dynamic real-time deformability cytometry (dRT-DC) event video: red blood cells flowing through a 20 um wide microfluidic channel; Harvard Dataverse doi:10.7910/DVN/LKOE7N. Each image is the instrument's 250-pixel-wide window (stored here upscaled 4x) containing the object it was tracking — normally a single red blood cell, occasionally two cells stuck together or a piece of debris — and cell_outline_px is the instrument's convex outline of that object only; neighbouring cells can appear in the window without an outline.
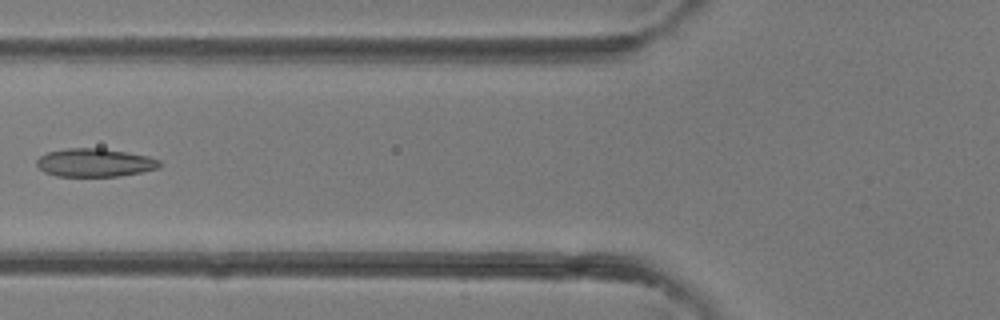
{"species": "common noctule bat (a hibernating species)", "species_latin": "Nyctalus noctula", "temperature_condition": "room temperature", "stored_images_in_passage": 32, "camera_frame_rate_fps": 3000, "um_per_image_px": 0.085, "animal": {"sex": "female"}, "frame": {"image": 1, "passage_image": 8, "time_ms": 2.333, "image_size_px": [1000, 320], "cell_outline_px": [[160, 168], [120, 176], [56, 176], [44, 172], [36, 164], [36, 160], [40, 156], [48, 152], [64, 148], [104, 148], [128, 152], [148, 156], [160, 160]], "centroid_in_image_um": [8.05, 13.82], "position_along_channel_um": 117.7, "area_um2": 20.35}}
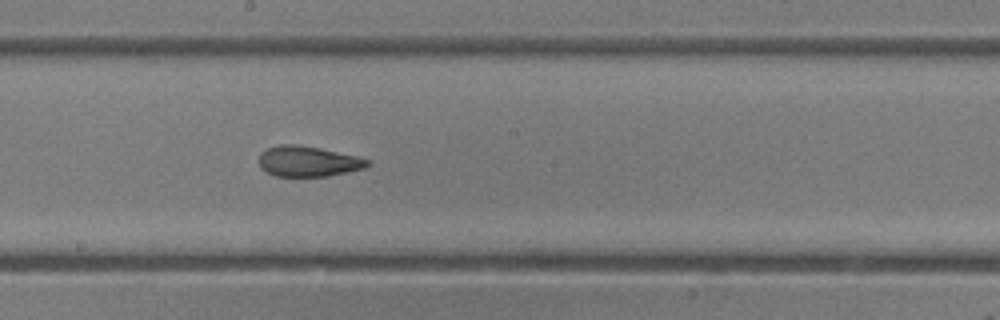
{"frame": {"image": 2, "passage_image": 14, "time_ms": 4.333, "image_size_px": [1000, 320], "cell_outline_px": [[372, 164], [364, 168], [328, 176], [276, 176], [260, 168], [260, 152], [268, 148], [280, 144], [292, 144], [320, 148], [360, 156], [372, 160]], "centroid_in_image_um": [26.24, 13.71], "position_along_channel_um": 222.0, "area_um2": 19.36}}
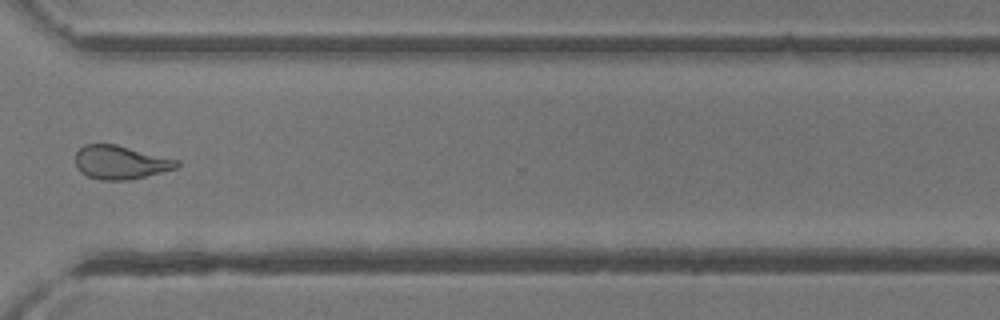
{"frame": {"image": 3, "passage_image": 22, "time_ms": 7.0, "image_size_px": [1000, 320], "cell_outline_px": [[180, 164], [176, 168], [128, 180], [100, 180], [88, 176], [80, 172], [76, 168], [76, 152], [84, 144], [116, 144], [180, 160]], "centroid_in_image_um": [10.23, 13.79], "position_along_channel_um": 360.4, "area_um2": 19.83}}